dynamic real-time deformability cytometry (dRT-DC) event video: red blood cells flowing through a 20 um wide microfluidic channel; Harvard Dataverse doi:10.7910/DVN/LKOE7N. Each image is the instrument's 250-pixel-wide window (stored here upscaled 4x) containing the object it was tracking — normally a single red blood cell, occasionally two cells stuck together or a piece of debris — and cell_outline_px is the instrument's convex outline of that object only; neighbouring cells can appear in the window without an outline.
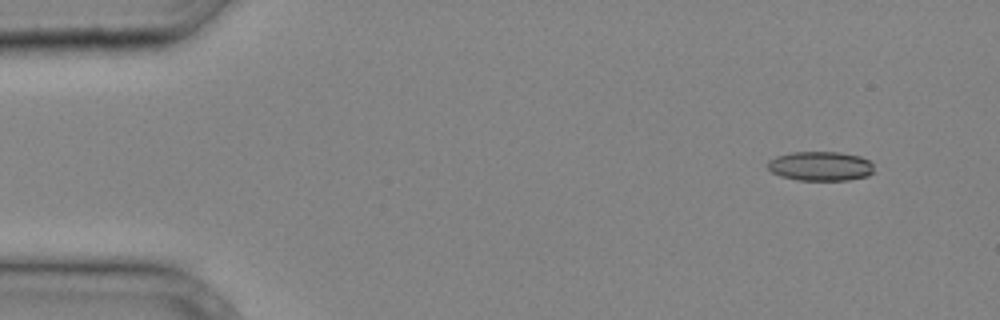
{"species": "common noctule bat (a hibernating species)", "species_latin": "Nyctalus noctula", "temperature_condition": "cold", "stored_images_in_passage": 34, "camera_frame_rate_fps": 3000, "um_per_image_px": 0.085, "animal": {"sex": "male", "body_mass_g": 20.4}, "frame": {"image": 1, "passage_image": 1, "time_ms": 0.0, "image_size_px": [1000, 320], "cell_outline_px": [[872, 172], [868, 176], [848, 180], [796, 180], [780, 176], [772, 172], [768, 168], [768, 160], [776, 156], [792, 152], [840, 152], [860, 156], [868, 160], [872, 164]], "centroid_in_image_um": [69.72, 14.12], "position_along_channel_um": 15.3, "area_um2": 18.21}}
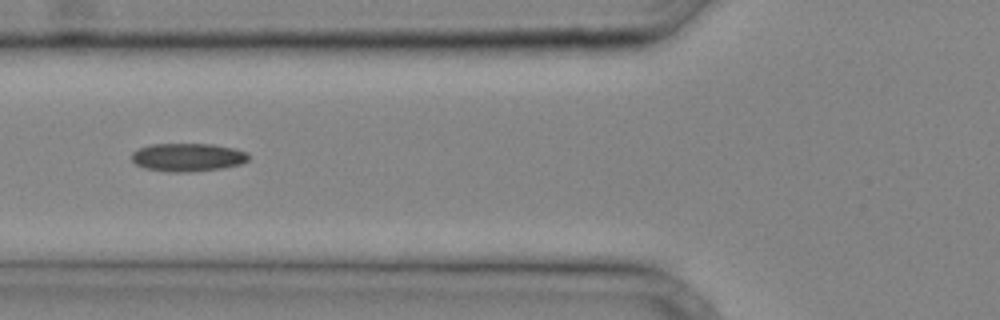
{"frame": {"image": 2, "passage_image": 12, "time_ms": 3.667, "image_size_px": [1000, 320], "cell_outline_px": [[248, 160], [240, 164], [224, 168], [192, 172], [168, 172], [148, 168], [136, 164], [132, 160], [132, 152], [140, 148], [152, 144], [212, 144], [236, 148], [248, 152]], "centroid_in_image_um": [16.0, 13.37], "position_along_channel_um": 109.8, "area_um2": 19.25}}
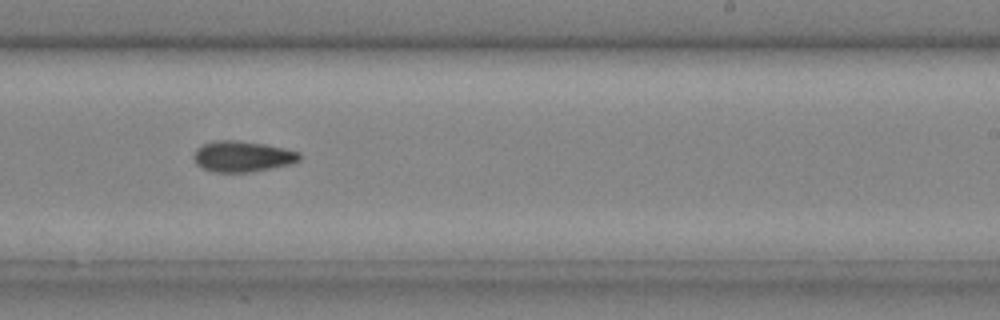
{"frame": {"image": 3, "passage_image": 21, "time_ms": 6.667, "image_size_px": [1000, 320], "cell_outline_px": [[300, 160], [292, 164], [248, 172], [216, 172], [204, 168], [196, 164], [192, 156], [196, 148], [204, 144], [216, 140], [236, 140], [264, 144], [284, 148], [300, 152]], "centroid_in_image_um": [20.6, 13.29], "position_along_channel_um": 268.4, "area_um2": 18.96}}